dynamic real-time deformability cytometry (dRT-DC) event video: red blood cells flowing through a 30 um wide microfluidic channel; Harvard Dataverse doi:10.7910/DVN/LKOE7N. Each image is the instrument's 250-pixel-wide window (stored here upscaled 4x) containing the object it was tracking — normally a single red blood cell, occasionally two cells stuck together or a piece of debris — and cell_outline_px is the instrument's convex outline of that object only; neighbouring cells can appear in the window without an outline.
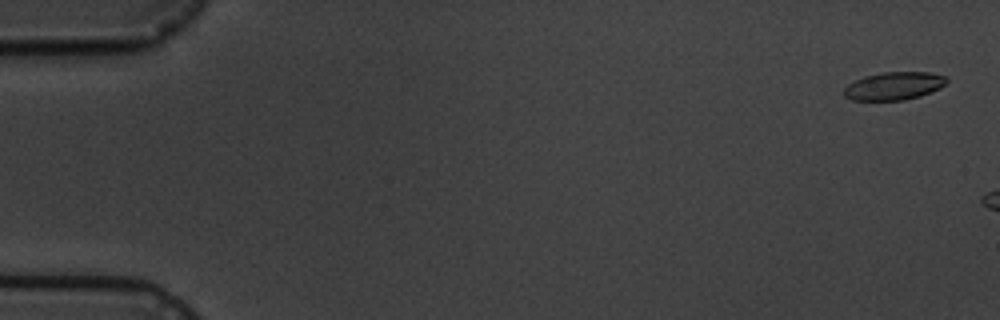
{"species": "common noctule bat (a hibernating species)", "species_latin": "Nyctalus noctula", "temperature_condition": "cold", "stored_images_in_passage": 6, "camera_frame_rate_fps": 3000, "um_per_image_px": 0.085, "animal": {"sex": "male", "body_mass_g": 19.5, "forearm_length_mm": 54.6}, "frame": {"image": 1, "passage_image": 1, "time_ms": 0.0, "image_size_px": [1000, 320], "cell_outline_px": [[948, 80], [940, 88], [920, 96], [904, 100], [852, 100], [844, 96], [844, 88], [848, 84], [864, 76], [884, 72], [928, 72], [944, 76]], "centroid_in_image_um": [75.97, 7.31], "position_along_channel_um": 9.0, "area_um2": 16.59}}
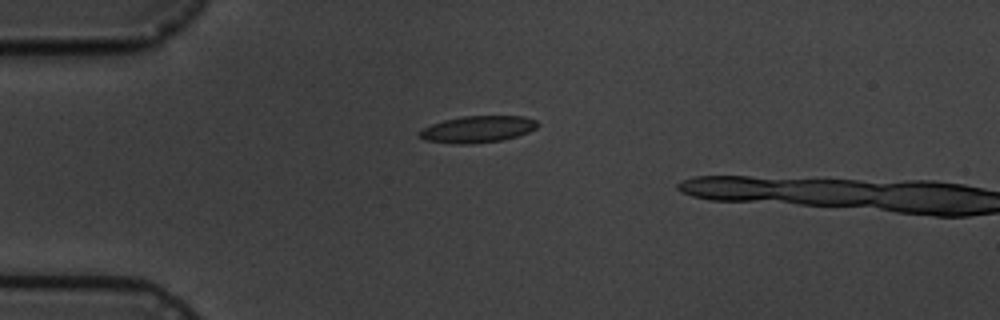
{"frame": {"image": 2, "passage_image": 5, "time_ms": 4.333, "image_size_px": [1000, 320], "cell_outline_px": [[540, 124], [536, 128], [528, 132], [516, 136], [500, 140], [472, 144], [456, 144], [424, 140], [420, 136], [420, 132], [424, 128], [432, 124], [444, 120], [464, 116], [524, 116], [536, 120]], "centroid_in_image_um": [40.63, 10.98], "position_along_channel_um": 44.4, "area_um2": 18.21}}